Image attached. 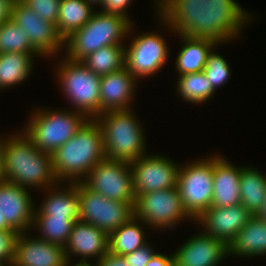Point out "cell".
<instances>
[{
  "label": "cell",
  "instance_id": "6da1fadb",
  "mask_svg": "<svg viewBox=\"0 0 266 266\" xmlns=\"http://www.w3.org/2000/svg\"><path fill=\"white\" fill-rule=\"evenodd\" d=\"M154 4L163 28L219 45L239 38L254 17L235 0H155Z\"/></svg>",
  "mask_w": 266,
  "mask_h": 266
},
{
  "label": "cell",
  "instance_id": "7a4b0ae2",
  "mask_svg": "<svg viewBox=\"0 0 266 266\" xmlns=\"http://www.w3.org/2000/svg\"><path fill=\"white\" fill-rule=\"evenodd\" d=\"M4 137L3 180L22 188L45 190L59 181L53 171L52 156L39 150L22 132Z\"/></svg>",
  "mask_w": 266,
  "mask_h": 266
},
{
  "label": "cell",
  "instance_id": "3957f363",
  "mask_svg": "<svg viewBox=\"0 0 266 266\" xmlns=\"http://www.w3.org/2000/svg\"><path fill=\"white\" fill-rule=\"evenodd\" d=\"M51 156L59 182H81L98 162L107 158L101 127L95 119H89Z\"/></svg>",
  "mask_w": 266,
  "mask_h": 266
},
{
  "label": "cell",
  "instance_id": "277c9868",
  "mask_svg": "<svg viewBox=\"0 0 266 266\" xmlns=\"http://www.w3.org/2000/svg\"><path fill=\"white\" fill-rule=\"evenodd\" d=\"M133 27L134 23L127 18L96 10L81 29L64 40L63 55L71 60L82 61L101 47L124 45L122 41L132 34Z\"/></svg>",
  "mask_w": 266,
  "mask_h": 266
},
{
  "label": "cell",
  "instance_id": "5b68a950",
  "mask_svg": "<svg viewBox=\"0 0 266 266\" xmlns=\"http://www.w3.org/2000/svg\"><path fill=\"white\" fill-rule=\"evenodd\" d=\"M135 114L134 109L107 111L95 118L108 159L132 162L147 154L145 130Z\"/></svg>",
  "mask_w": 266,
  "mask_h": 266
},
{
  "label": "cell",
  "instance_id": "8992f818",
  "mask_svg": "<svg viewBox=\"0 0 266 266\" xmlns=\"http://www.w3.org/2000/svg\"><path fill=\"white\" fill-rule=\"evenodd\" d=\"M35 109L28 117L22 132L39 150L53 154L60 146L68 142L89 118L74 110L58 108Z\"/></svg>",
  "mask_w": 266,
  "mask_h": 266
},
{
  "label": "cell",
  "instance_id": "52a82bcc",
  "mask_svg": "<svg viewBox=\"0 0 266 266\" xmlns=\"http://www.w3.org/2000/svg\"><path fill=\"white\" fill-rule=\"evenodd\" d=\"M61 58L54 68L58 78L56 81L71 103L70 109L85 114L89 119H95L100 115V76L90 71L81 61L65 56Z\"/></svg>",
  "mask_w": 266,
  "mask_h": 266
},
{
  "label": "cell",
  "instance_id": "ba28073f",
  "mask_svg": "<svg viewBox=\"0 0 266 266\" xmlns=\"http://www.w3.org/2000/svg\"><path fill=\"white\" fill-rule=\"evenodd\" d=\"M188 163V164H187ZM181 164L177 188L182 206L195 221L210 206L213 197V155Z\"/></svg>",
  "mask_w": 266,
  "mask_h": 266
},
{
  "label": "cell",
  "instance_id": "9c48e42d",
  "mask_svg": "<svg viewBox=\"0 0 266 266\" xmlns=\"http://www.w3.org/2000/svg\"><path fill=\"white\" fill-rule=\"evenodd\" d=\"M134 216L142 220L149 230L171 229L181 221L192 220L182 206L177 187L139 194L134 205Z\"/></svg>",
  "mask_w": 266,
  "mask_h": 266
},
{
  "label": "cell",
  "instance_id": "30bf717a",
  "mask_svg": "<svg viewBox=\"0 0 266 266\" xmlns=\"http://www.w3.org/2000/svg\"><path fill=\"white\" fill-rule=\"evenodd\" d=\"M79 220L94 225L108 235L134 217L135 203L107 199L77 182Z\"/></svg>",
  "mask_w": 266,
  "mask_h": 266
},
{
  "label": "cell",
  "instance_id": "8fae6325",
  "mask_svg": "<svg viewBox=\"0 0 266 266\" xmlns=\"http://www.w3.org/2000/svg\"><path fill=\"white\" fill-rule=\"evenodd\" d=\"M81 182L107 199L136 202L130 162L106 158L98 162Z\"/></svg>",
  "mask_w": 266,
  "mask_h": 266
},
{
  "label": "cell",
  "instance_id": "7c38bea8",
  "mask_svg": "<svg viewBox=\"0 0 266 266\" xmlns=\"http://www.w3.org/2000/svg\"><path fill=\"white\" fill-rule=\"evenodd\" d=\"M158 33L148 32L135 36L129 46H124V67L137 80L155 75L166 65L170 48Z\"/></svg>",
  "mask_w": 266,
  "mask_h": 266
},
{
  "label": "cell",
  "instance_id": "4fadbf2b",
  "mask_svg": "<svg viewBox=\"0 0 266 266\" xmlns=\"http://www.w3.org/2000/svg\"><path fill=\"white\" fill-rule=\"evenodd\" d=\"M148 154L130 162L135 197L151 191L177 187L181 165L164 155Z\"/></svg>",
  "mask_w": 266,
  "mask_h": 266
},
{
  "label": "cell",
  "instance_id": "5bb4252c",
  "mask_svg": "<svg viewBox=\"0 0 266 266\" xmlns=\"http://www.w3.org/2000/svg\"><path fill=\"white\" fill-rule=\"evenodd\" d=\"M11 19L25 30L31 46L42 58H56V55L63 54L64 39L59 35L56 25L40 19L35 11L21 0H14Z\"/></svg>",
  "mask_w": 266,
  "mask_h": 266
},
{
  "label": "cell",
  "instance_id": "9a60e30c",
  "mask_svg": "<svg viewBox=\"0 0 266 266\" xmlns=\"http://www.w3.org/2000/svg\"><path fill=\"white\" fill-rule=\"evenodd\" d=\"M253 214L242 204L229 207H209L196 220L201 231L228 244L246 226Z\"/></svg>",
  "mask_w": 266,
  "mask_h": 266
},
{
  "label": "cell",
  "instance_id": "2e32d148",
  "mask_svg": "<svg viewBox=\"0 0 266 266\" xmlns=\"http://www.w3.org/2000/svg\"><path fill=\"white\" fill-rule=\"evenodd\" d=\"M66 262L63 246L30 236L29 232L18 233L12 266H65Z\"/></svg>",
  "mask_w": 266,
  "mask_h": 266
},
{
  "label": "cell",
  "instance_id": "e0dca14e",
  "mask_svg": "<svg viewBox=\"0 0 266 266\" xmlns=\"http://www.w3.org/2000/svg\"><path fill=\"white\" fill-rule=\"evenodd\" d=\"M176 266H219L228 257L227 244L204 234L192 235L173 253Z\"/></svg>",
  "mask_w": 266,
  "mask_h": 266
},
{
  "label": "cell",
  "instance_id": "ac0fdd59",
  "mask_svg": "<svg viewBox=\"0 0 266 266\" xmlns=\"http://www.w3.org/2000/svg\"><path fill=\"white\" fill-rule=\"evenodd\" d=\"M32 199L28 189L0 180V209L6 223L17 233L31 230L35 211Z\"/></svg>",
  "mask_w": 266,
  "mask_h": 266
},
{
  "label": "cell",
  "instance_id": "d6986e66",
  "mask_svg": "<svg viewBox=\"0 0 266 266\" xmlns=\"http://www.w3.org/2000/svg\"><path fill=\"white\" fill-rule=\"evenodd\" d=\"M108 234L92 224L75 221L64 246L67 260L76 256L80 261H90L94 258L98 262L108 253Z\"/></svg>",
  "mask_w": 266,
  "mask_h": 266
},
{
  "label": "cell",
  "instance_id": "ffe728a7",
  "mask_svg": "<svg viewBox=\"0 0 266 266\" xmlns=\"http://www.w3.org/2000/svg\"><path fill=\"white\" fill-rule=\"evenodd\" d=\"M136 82L137 79L125 67L120 71L100 76V114L132 109L138 85Z\"/></svg>",
  "mask_w": 266,
  "mask_h": 266
},
{
  "label": "cell",
  "instance_id": "44dd1931",
  "mask_svg": "<svg viewBox=\"0 0 266 266\" xmlns=\"http://www.w3.org/2000/svg\"><path fill=\"white\" fill-rule=\"evenodd\" d=\"M241 166L219 154L213 155V197L210 207H229L241 204Z\"/></svg>",
  "mask_w": 266,
  "mask_h": 266
},
{
  "label": "cell",
  "instance_id": "7402d4cb",
  "mask_svg": "<svg viewBox=\"0 0 266 266\" xmlns=\"http://www.w3.org/2000/svg\"><path fill=\"white\" fill-rule=\"evenodd\" d=\"M65 183L64 186L63 182H58L43 190L46 195L39 207L35 208L34 217L79 218L77 182Z\"/></svg>",
  "mask_w": 266,
  "mask_h": 266
},
{
  "label": "cell",
  "instance_id": "603a6c76",
  "mask_svg": "<svg viewBox=\"0 0 266 266\" xmlns=\"http://www.w3.org/2000/svg\"><path fill=\"white\" fill-rule=\"evenodd\" d=\"M228 256L259 257L266 255V221L253 215L227 244Z\"/></svg>",
  "mask_w": 266,
  "mask_h": 266
},
{
  "label": "cell",
  "instance_id": "cb8c5ba5",
  "mask_svg": "<svg viewBox=\"0 0 266 266\" xmlns=\"http://www.w3.org/2000/svg\"><path fill=\"white\" fill-rule=\"evenodd\" d=\"M181 42V50L175 60V70L179 76L203 71L209 53L216 45L215 41L204 38L177 35Z\"/></svg>",
  "mask_w": 266,
  "mask_h": 266
},
{
  "label": "cell",
  "instance_id": "d4e9b609",
  "mask_svg": "<svg viewBox=\"0 0 266 266\" xmlns=\"http://www.w3.org/2000/svg\"><path fill=\"white\" fill-rule=\"evenodd\" d=\"M144 226L147 225L135 216L127 223L122 224L108 235V252L123 256L147 244L149 241L146 240Z\"/></svg>",
  "mask_w": 266,
  "mask_h": 266
},
{
  "label": "cell",
  "instance_id": "484cf974",
  "mask_svg": "<svg viewBox=\"0 0 266 266\" xmlns=\"http://www.w3.org/2000/svg\"><path fill=\"white\" fill-rule=\"evenodd\" d=\"M40 54L6 52L0 54V90L9 89L25 82L31 76L33 58Z\"/></svg>",
  "mask_w": 266,
  "mask_h": 266
},
{
  "label": "cell",
  "instance_id": "4316f807",
  "mask_svg": "<svg viewBox=\"0 0 266 266\" xmlns=\"http://www.w3.org/2000/svg\"><path fill=\"white\" fill-rule=\"evenodd\" d=\"M93 5L86 0H61L57 19V31L65 40L81 29L95 13Z\"/></svg>",
  "mask_w": 266,
  "mask_h": 266
},
{
  "label": "cell",
  "instance_id": "83f0119b",
  "mask_svg": "<svg viewBox=\"0 0 266 266\" xmlns=\"http://www.w3.org/2000/svg\"><path fill=\"white\" fill-rule=\"evenodd\" d=\"M240 197L244 205L253 215H256L266 197V173L254 167H241Z\"/></svg>",
  "mask_w": 266,
  "mask_h": 266
},
{
  "label": "cell",
  "instance_id": "f1b7e54d",
  "mask_svg": "<svg viewBox=\"0 0 266 266\" xmlns=\"http://www.w3.org/2000/svg\"><path fill=\"white\" fill-rule=\"evenodd\" d=\"M125 45H109L99 48L81 62L93 73L104 76L120 71L125 64Z\"/></svg>",
  "mask_w": 266,
  "mask_h": 266
},
{
  "label": "cell",
  "instance_id": "f546056e",
  "mask_svg": "<svg viewBox=\"0 0 266 266\" xmlns=\"http://www.w3.org/2000/svg\"><path fill=\"white\" fill-rule=\"evenodd\" d=\"M178 77L175 90L186 103L203 104L216 94L203 71Z\"/></svg>",
  "mask_w": 266,
  "mask_h": 266
},
{
  "label": "cell",
  "instance_id": "4dcf8cb0",
  "mask_svg": "<svg viewBox=\"0 0 266 266\" xmlns=\"http://www.w3.org/2000/svg\"><path fill=\"white\" fill-rule=\"evenodd\" d=\"M79 218H65V217H33L32 227L38 232L36 236L42 240L50 243L65 246L73 224Z\"/></svg>",
  "mask_w": 266,
  "mask_h": 266
},
{
  "label": "cell",
  "instance_id": "1f68e13d",
  "mask_svg": "<svg viewBox=\"0 0 266 266\" xmlns=\"http://www.w3.org/2000/svg\"><path fill=\"white\" fill-rule=\"evenodd\" d=\"M11 18L0 25V54L6 52L39 54L28 35Z\"/></svg>",
  "mask_w": 266,
  "mask_h": 266
},
{
  "label": "cell",
  "instance_id": "d6a6232c",
  "mask_svg": "<svg viewBox=\"0 0 266 266\" xmlns=\"http://www.w3.org/2000/svg\"><path fill=\"white\" fill-rule=\"evenodd\" d=\"M218 46L219 44L209 53L207 62L205 63V67L203 69V72L214 90H217L218 87L225 85L231 77L229 63L225 57L223 58L220 53L218 54L216 53L217 51H215Z\"/></svg>",
  "mask_w": 266,
  "mask_h": 266
},
{
  "label": "cell",
  "instance_id": "836d02e7",
  "mask_svg": "<svg viewBox=\"0 0 266 266\" xmlns=\"http://www.w3.org/2000/svg\"><path fill=\"white\" fill-rule=\"evenodd\" d=\"M29 8L33 9L42 20L56 25L61 0H21Z\"/></svg>",
  "mask_w": 266,
  "mask_h": 266
},
{
  "label": "cell",
  "instance_id": "e575fe53",
  "mask_svg": "<svg viewBox=\"0 0 266 266\" xmlns=\"http://www.w3.org/2000/svg\"><path fill=\"white\" fill-rule=\"evenodd\" d=\"M17 235L15 230L0 231V264L12 265Z\"/></svg>",
  "mask_w": 266,
  "mask_h": 266
},
{
  "label": "cell",
  "instance_id": "d590c367",
  "mask_svg": "<svg viewBox=\"0 0 266 266\" xmlns=\"http://www.w3.org/2000/svg\"><path fill=\"white\" fill-rule=\"evenodd\" d=\"M156 253V250L152 248V244L148 242L134 252L123 255L122 257L128 266H146Z\"/></svg>",
  "mask_w": 266,
  "mask_h": 266
},
{
  "label": "cell",
  "instance_id": "8d00e7d4",
  "mask_svg": "<svg viewBox=\"0 0 266 266\" xmlns=\"http://www.w3.org/2000/svg\"><path fill=\"white\" fill-rule=\"evenodd\" d=\"M132 1L133 0H104L99 10L104 13L116 14L127 18L133 24V21L128 17L125 11L128 6H131Z\"/></svg>",
  "mask_w": 266,
  "mask_h": 266
},
{
  "label": "cell",
  "instance_id": "74e56055",
  "mask_svg": "<svg viewBox=\"0 0 266 266\" xmlns=\"http://www.w3.org/2000/svg\"><path fill=\"white\" fill-rule=\"evenodd\" d=\"M146 266H176V262L173 254H170L169 256L157 252L154 257L149 260Z\"/></svg>",
  "mask_w": 266,
  "mask_h": 266
},
{
  "label": "cell",
  "instance_id": "f35d334b",
  "mask_svg": "<svg viewBox=\"0 0 266 266\" xmlns=\"http://www.w3.org/2000/svg\"><path fill=\"white\" fill-rule=\"evenodd\" d=\"M97 266H128L122 256L107 253L97 262Z\"/></svg>",
  "mask_w": 266,
  "mask_h": 266
},
{
  "label": "cell",
  "instance_id": "ab89813d",
  "mask_svg": "<svg viewBox=\"0 0 266 266\" xmlns=\"http://www.w3.org/2000/svg\"><path fill=\"white\" fill-rule=\"evenodd\" d=\"M14 0H0V25L11 18Z\"/></svg>",
  "mask_w": 266,
  "mask_h": 266
},
{
  "label": "cell",
  "instance_id": "60d3db41",
  "mask_svg": "<svg viewBox=\"0 0 266 266\" xmlns=\"http://www.w3.org/2000/svg\"><path fill=\"white\" fill-rule=\"evenodd\" d=\"M3 146L4 136L0 135V180H3Z\"/></svg>",
  "mask_w": 266,
  "mask_h": 266
},
{
  "label": "cell",
  "instance_id": "b9f144b4",
  "mask_svg": "<svg viewBox=\"0 0 266 266\" xmlns=\"http://www.w3.org/2000/svg\"><path fill=\"white\" fill-rule=\"evenodd\" d=\"M71 260H67L65 266H97V262H93L92 264L89 262V261H80L78 263H75L74 262V265L73 263L71 264Z\"/></svg>",
  "mask_w": 266,
  "mask_h": 266
},
{
  "label": "cell",
  "instance_id": "7bdbcfd3",
  "mask_svg": "<svg viewBox=\"0 0 266 266\" xmlns=\"http://www.w3.org/2000/svg\"><path fill=\"white\" fill-rule=\"evenodd\" d=\"M13 230L7 223L4 218V215L2 214V210L0 209V231H9Z\"/></svg>",
  "mask_w": 266,
  "mask_h": 266
},
{
  "label": "cell",
  "instance_id": "ee69618b",
  "mask_svg": "<svg viewBox=\"0 0 266 266\" xmlns=\"http://www.w3.org/2000/svg\"><path fill=\"white\" fill-rule=\"evenodd\" d=\"M256 216L260 217L261 219L266 221V197L264 199V203L262 204L259 212L256 214Z\"/></svg>",
  "mask_w": 266,
  "mask_h": 266
},
{
  "label": "cell",
  "instance_id": "f6af8a7d",
  "mask_svg": "<svg viewBox=\"0 0 266 266\" xmlns=\"http://www.w3.org/2000/svg\"><path fill=\"white\" fill-rule=\"evenodd\" d=\"M87 2H89L90 4H92L93 6H101L104 0H86Z\"/></svg>",
  "mask_w": 266,
  "mask_h": 266
},
{
  "label": "cell",
  "instance_id": "bcb514c9",
  "mask_svg": "<svg viewBox=\"0 0 266 266\" xmlns=\"http://www.w3.org/2000/svg\"><path fill=\"white\" fill-rule=\"evenodd\" d=\"M0 266H12L10 264H0Z\"/></svg>",
  "mask_w": 266,
  "mask_h": 266
}]
</instances>
